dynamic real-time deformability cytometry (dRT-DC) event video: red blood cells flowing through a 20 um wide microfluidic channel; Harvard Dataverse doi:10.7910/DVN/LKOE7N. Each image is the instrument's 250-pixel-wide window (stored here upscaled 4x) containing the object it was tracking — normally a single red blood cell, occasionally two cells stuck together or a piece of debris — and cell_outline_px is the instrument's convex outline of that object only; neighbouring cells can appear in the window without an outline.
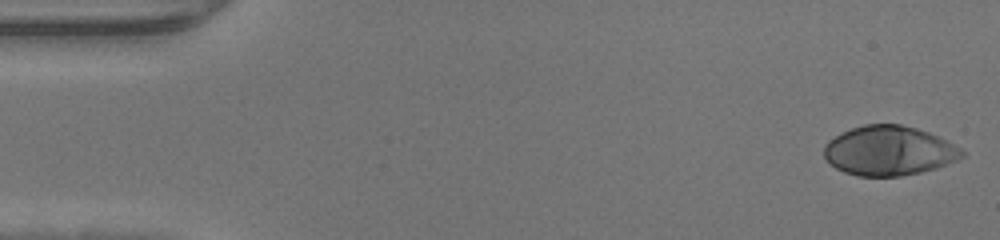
{"species": "human", "species_latin": "Homo sapiens", "temperature_condition": "warm", "stored_images_in_passage": 46, "camera_frame_rate_fps": 3000, "um_per_image_px": 0.085, "donor": {"sex": "male"}, "frame": {"image": 1, "passage_image": 1, "time_ms": 0.0, "image_size_px": [1000, 240], "cell_outline_px": [[964, 156], [956, 160], [936, 168], [920, 172], [900, 176], [856, 176], [844, 172], [836, 168], [824, 156], [824, 144], [828, 140], [840, 132], [864, 124], [900, 124], [916, 128], [928, 132], [960, 148], [964, 152]], "centroid_in_image_um": [75.52, 12.81], "position_along_channel_um": 9.5, "area_um2": 39.65}}
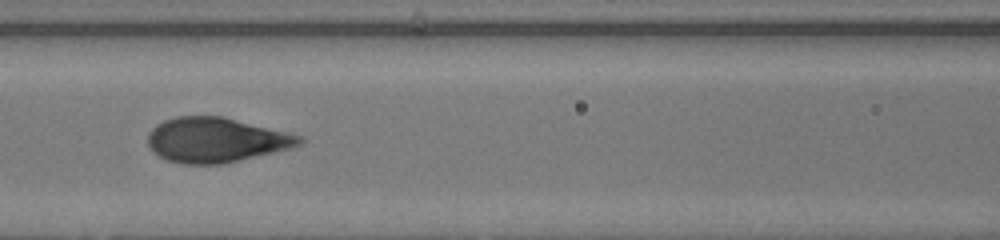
{"frame": {"image": 2, "passage_image": 20, "time_ms": 6.333, "image_size_px": [1000, 240], "cell_outline_px": [[308, 140], [304, 144], [292, 148], [224, 164], [184, 164], [168, 160], [152, 152], [148, 144], [148, 132], [156, 124], [164, 120], [176, 116], [220, 116], [292, 132], [304, 136]], "centroid_in_image_um": [18.43, 11.89], "position_along_channel_um": 148.2, "area_um2": 40.17}}
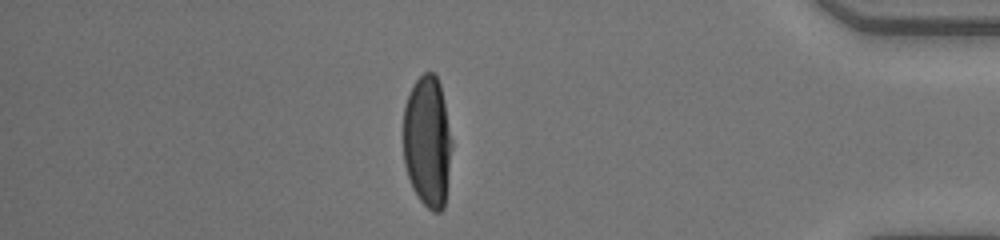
{"frame": {"image": 3, "passage_image": 40, "time_ms": 13.0, "image_size_px": [1000, 240], "cell_outline_px": [[452, 144], [444, 208], [440, 212], [432, 212], [416, 196], [412, 188], [404, 164], [404, 108], [412, 84], [424, 72], [432, 72], [436, 76], [440, 84], [452, 140]], "centroid_in_image_um": [36.33, 12.05], "position_along_channel_um": 398.9, "area_um2": 37.17}}